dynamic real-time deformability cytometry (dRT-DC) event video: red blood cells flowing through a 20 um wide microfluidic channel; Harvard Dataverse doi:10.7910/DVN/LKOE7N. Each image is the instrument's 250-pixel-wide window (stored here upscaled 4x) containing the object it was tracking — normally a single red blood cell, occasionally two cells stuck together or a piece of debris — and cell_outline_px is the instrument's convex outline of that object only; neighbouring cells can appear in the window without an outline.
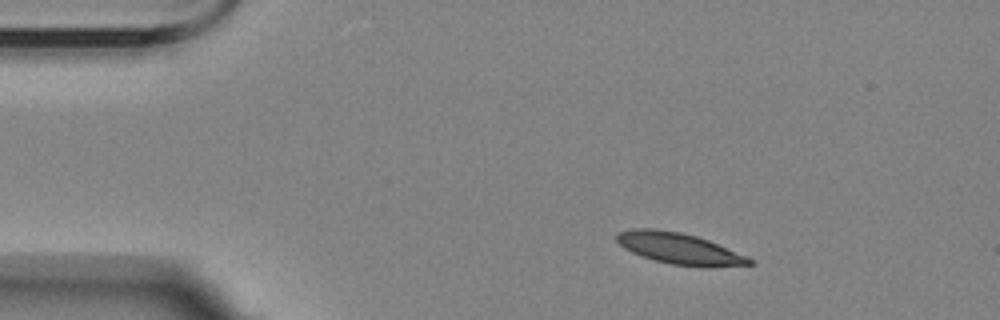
{"species": "Egyptian fruit bat (a non-hibernating species)", "species_latin": "Rousettus aegyptiacus", "temperature_condition": "room temperature", "stored_images_in_passage": 3, "camera_frame_rate_fps": 3000, "um_per_image_px": 0.085, "animal": {"sex": "female"}, "frame": {"image": 1, "passage_image": 1, "time_ms": 0.0, "image_size_px": [1000, 320], "cell_outline_px": [[756, 264], [672, 264], [640, 256], [624, 248], [616, 240], [616, 232], [632, 228], [652, 228], [680, 232], [696, 236], [708, 240], [748, 256]], "centroid_in_image_um": [57.61, 21.05], "position_along_channel_um": 27.4, "area_um2": 23.12}}